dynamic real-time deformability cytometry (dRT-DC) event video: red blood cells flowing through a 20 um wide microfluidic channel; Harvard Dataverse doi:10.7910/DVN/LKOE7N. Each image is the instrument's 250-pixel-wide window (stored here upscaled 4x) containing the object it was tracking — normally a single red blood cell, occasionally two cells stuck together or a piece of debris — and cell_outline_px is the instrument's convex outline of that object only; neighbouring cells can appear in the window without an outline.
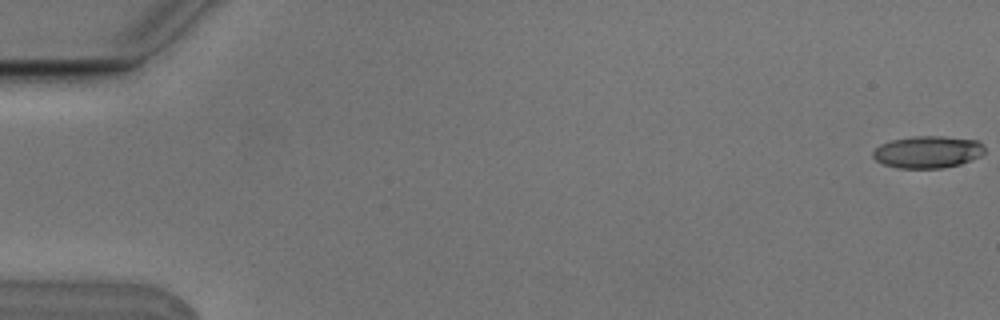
{"species": "Egyptian fruit bat (a non-hibernating species)", "species_latin": "Rousettus aegyptiacus", "temperature_condition": "cold", "stored_images_in_passage": 6, "camera_frame_rate_fps": 3000, "um_per_image_px": 0.085, "animal": {"sex": "male"}, "frame": {"image": 1, "passage_image": 1, "time_ms": 0.0, "image_size_px": [1000, 320], "cell_outline_px": [[984, 152], [980, 156], [972, 160], [960, 164], [940, 168], [900, 168], [884, 164], [876, 160], [872, 156], [872, 152], [880, 144], [892, 140], [912, 136], [944, 136], [980, 140], [984, 144]], "centroid_in_image_um": [78.88, 12.9], "position_along_channel_um": 6.1, "area_um2": 21.04}}